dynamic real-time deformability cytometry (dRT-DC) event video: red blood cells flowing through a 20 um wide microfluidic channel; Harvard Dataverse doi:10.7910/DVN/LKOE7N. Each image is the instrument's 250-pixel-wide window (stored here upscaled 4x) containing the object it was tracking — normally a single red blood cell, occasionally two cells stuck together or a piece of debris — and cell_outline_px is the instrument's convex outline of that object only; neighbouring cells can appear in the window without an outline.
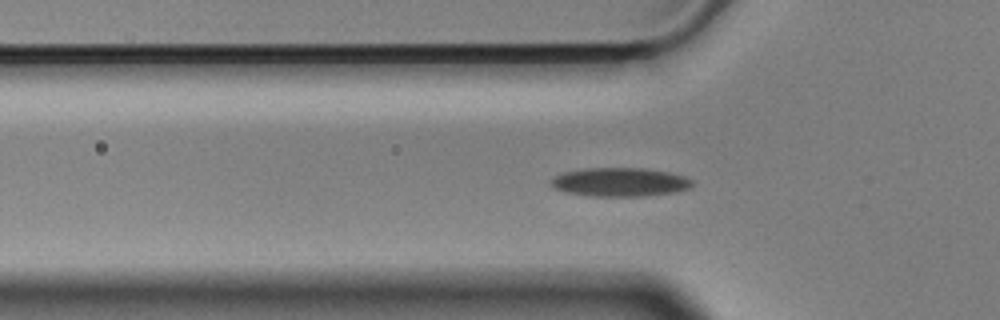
{"species": "Egyptian fruit bat (a non-hibernating species)", "species_latin": "Rousettus aegyptiacus", "temperature_condition": "cold", "stored_images_in_passage": 42, "camera_frame_rate_fps": 3000, "um_per_image_px": 0.085, "animal": {"sex": "male"}, "frame": {"image": 1, "passage_image": 3, "time_ms": 0.667, "image_size_px": [1000, 320], "cell_outline_px": [[692, 184], [688, 188], [676, 192], [644, 196], [592, 196], [564, 192], [548, 184], [556, 176], [564, 172], [584, 168], [644, 168], [668, 172], [684, 176], [692, 180]], "centroid_in_image_um": [52.68, 15.48], "position_along_channel_um": 73.1, "area_um2": 23.58}}
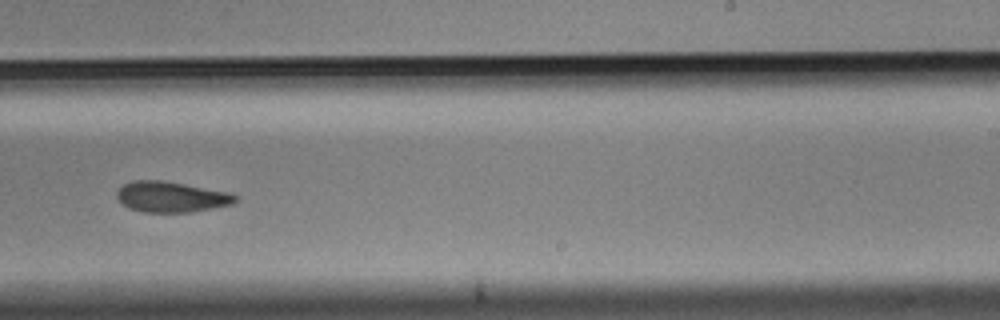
{"frame": {"image": 2, "passage_image": 20, "time_ms": 6.333, "image_size_px": [1000, 320], "cell_outline_px": [[236, 200], [232, 204], [192, 212], [144, 212], [128, 208], [116, 196], [116, 192], [124, 184], [132, 180], [160, 180], [184, 184], [228, 192], [236, 196]], "centroid_in_image_um": [14.52, 16.73], "position_along_channel_um": 274.5, "area_um2": 20.92}}
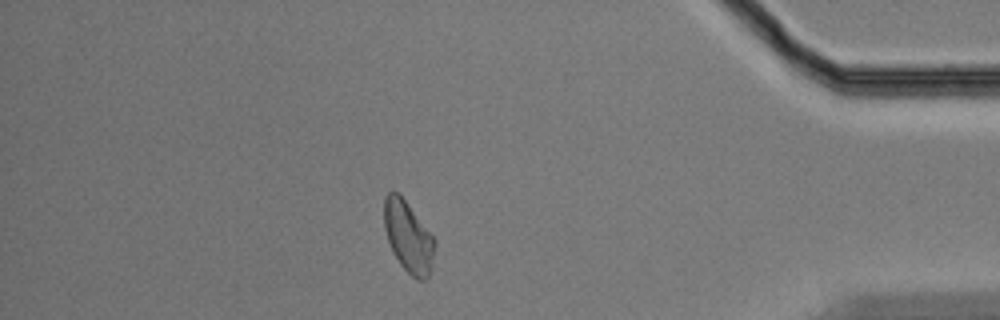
{"frame": {"image": 3, "passage_image": 34, "time_ms": 11.0, "image_size_px": [1000, 320], "cell_outline_px": [[436, 244], [432, 264], [428, 280], [416, 280], [400, 264], [392, 252], [384, 228], [384, 196], [388, 192], [396, 192], [408, 204], [436, 240]], "centroid_in_image_um": [34.71, 20.16], "position_along_channel_um": 400.5, "area_um2": 20.92}, "authors_computed_cell_mechanics": {"area_um2": 21.7039, "velocity_mm_per_s": 3.5444, "shape_relaxation_time_tau1_ms": 4.334, "shape_relaxation_time_tau2_ms": 10.1015, "deformation_change_tau1": 0.0904, "deformation_change_tau2": 0.1712}}